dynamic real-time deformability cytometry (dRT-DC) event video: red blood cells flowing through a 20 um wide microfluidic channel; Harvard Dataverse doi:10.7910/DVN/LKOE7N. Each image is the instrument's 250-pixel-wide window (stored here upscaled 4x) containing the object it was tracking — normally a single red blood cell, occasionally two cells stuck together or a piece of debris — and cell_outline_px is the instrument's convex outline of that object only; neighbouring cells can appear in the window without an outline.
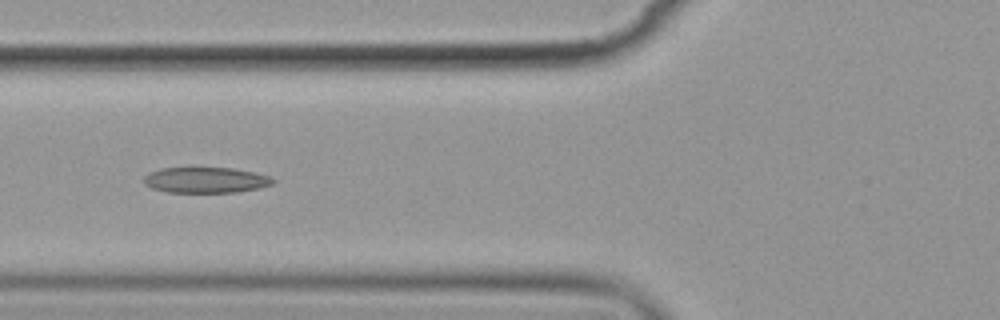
{"species": "common noctule bat (a hibernating species)", "species_latin": "Nyctalus noctula", "temperature_condition": "cold", "stored_images_in_passage": 14, "camera_frame_rate_fps": 3000, "um_per_image_px": 0.085, "animal": {"sex": "female", "body_mass_g": 19.9}, "frame": {"image": 1, "passage_image": 5, "time_ms": 5.333, "image_size_px": [1000, 320], "cell_outline_px": [[276, 180], [272, 184], [260, 188], [236, 192], [168, 192], [152, 188], [144, 184], [144, 176], [160, 168], [192, 164], [232, 168], [256, 172], [272, 176]], "centroid_in_image_um": [17.49, 15.24], "position_along_channel_um": 108.3, "area_um2": 20.4}}
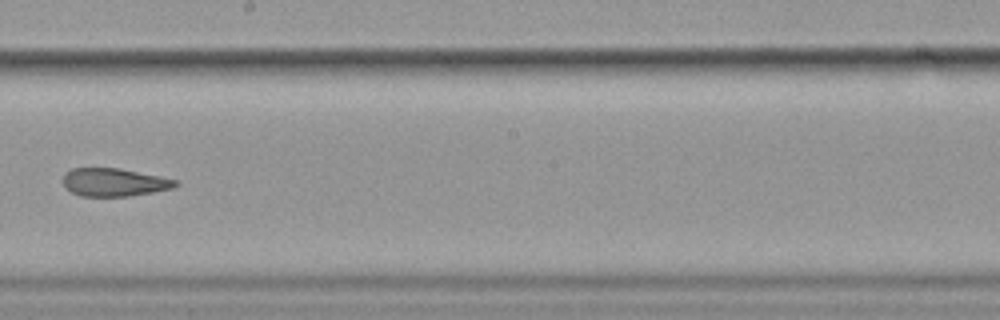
{"frame": {"image": 2, "passage_image": 8, "time_ms": 9.0, "image_size_px": [1000, 320], "cell_outline_px": [[180, 184], [172, 188], [152, 192], [128, 196], [80, 196], [72, 192], [64, 184], [64, 172], [72, 168], [120, 168], [160, 176], [176, 180]], "centroid_in_image_um": [9.71, 15.48], "position_along_channel_um": 238.5, "area_um2": 18.26}}
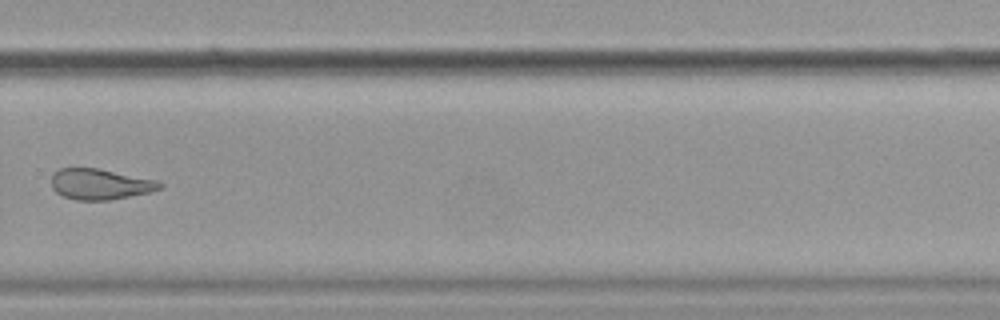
{"frame": {"image": 3, "passage_image": 10, "time_ms": 11.333, "image_size_px": [1000, 320], "cell_outline_px": [[164, 188], [148, 192], [108, 200], [76, 200], [64, 196], [56, 192], [52, 188], [52, 176], [60, 168], [96, 168], [156, 180], [164, 184]], "centroid_in_image_um": [8.51, 15.65], "position_along_channel_um": 321.3, "area_um2": 19.13}, "authors_computed_cell_mechanics": {"area_um2": 21.0103, "velocity_mm_per_s": 3.5649, "shape_relaxation_time_tau1_ms": 8.9127, "shape_relaxation_time_tau2_ms": 2.3322, "deformation_change_tau1": 0.1547, "deformation_change_tau2": 0.0864}}